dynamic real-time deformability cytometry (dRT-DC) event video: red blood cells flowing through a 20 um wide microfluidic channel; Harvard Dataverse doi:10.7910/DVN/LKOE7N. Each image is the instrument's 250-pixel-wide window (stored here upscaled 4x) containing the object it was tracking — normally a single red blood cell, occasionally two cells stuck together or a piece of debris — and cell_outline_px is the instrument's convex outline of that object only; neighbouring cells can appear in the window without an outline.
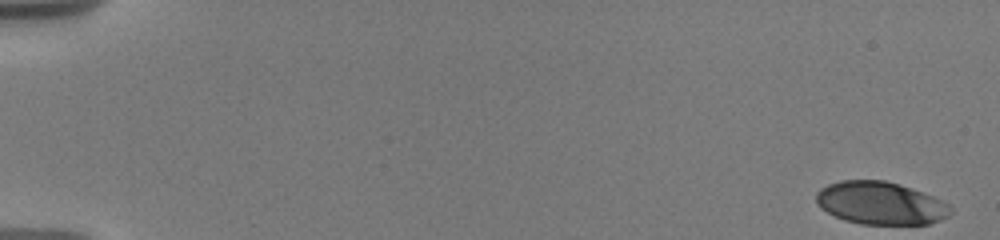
{"species": "human", "species_latin": "Homo sapiens", "temperature_condition": "warm", "stored_images_in_passage": 32, "camera_frame_rate_fps": 3000, "um_per_image_px": 0.085, "donor": {"sex": "male"}, "frame": {"image": 1, "passage_image": 1, "time_ms": 0.0, "image_size_px": [1000, 240], "cell_outline_px": [[952, 212], [948, 216], [940, 220], [928, 224], [860, 224], [844, 220], [820, 208], [816, 204], [816, 192], [820, 188], [828, 184], [840, 180], [884, 180], [900, 184], [912, 188], [932, 196], [948, 204], [952, 208]], "centroid_in_image_um": [74.82, 17.26], "position_along_channel_um": 10.2, "area_um2": 33.58}}
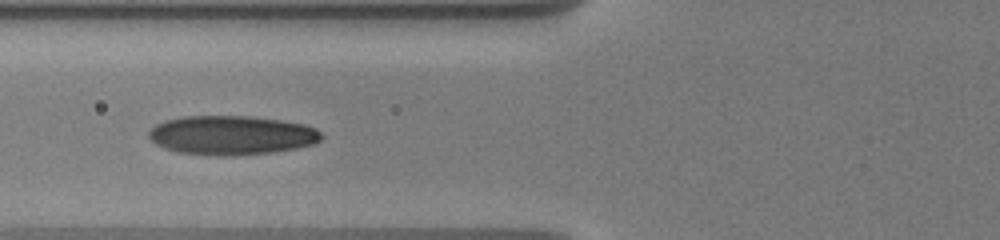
{"frame": {"image": 2, "passage_image": 19, "time_ms": 7.333, "image_size_px": [1000, 240], "cell_outline_px": [[324, 136], [320, 140], [312, 144], [296, 148], [272, 152], [232, 156], [216, 156], [180, 152], [164, 148], [156, 144], [148, 136], [148, 132], [156, 124], [164, 120], [180, 116], [252, 116], [280, 120], [304, 124], [316, 128]], "centroid_in_image_um": [19.68, 11.49], "position_along_channel_um": 106.1, "area_um2": 39.54}}
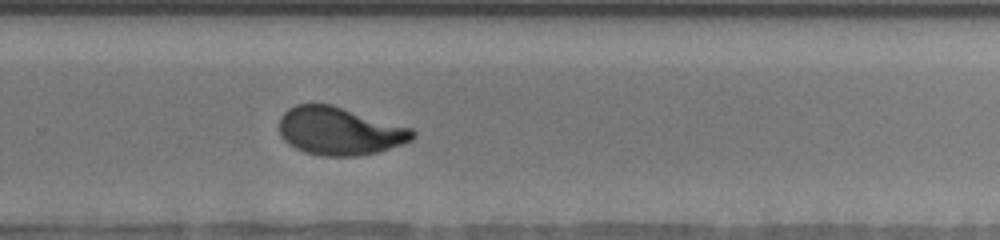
{"frame": {"image": 3, "passage_image": 32, "time_ms": 12.667, "image_size_px": [1000, 240], "cell_outline_px": [[416, 136], [412, 140], [376, 152], [356, 156], [324, 156], [304, 152], [288, 144], [280, 136], [280, 116], [288, 108], [296, 104], [332, 104], [412, 128], [416, 132]], "centroid_in_image_um": [28.85, 11.13], "position_along_channel_um": 301.0, "area_um2": 37.28}}